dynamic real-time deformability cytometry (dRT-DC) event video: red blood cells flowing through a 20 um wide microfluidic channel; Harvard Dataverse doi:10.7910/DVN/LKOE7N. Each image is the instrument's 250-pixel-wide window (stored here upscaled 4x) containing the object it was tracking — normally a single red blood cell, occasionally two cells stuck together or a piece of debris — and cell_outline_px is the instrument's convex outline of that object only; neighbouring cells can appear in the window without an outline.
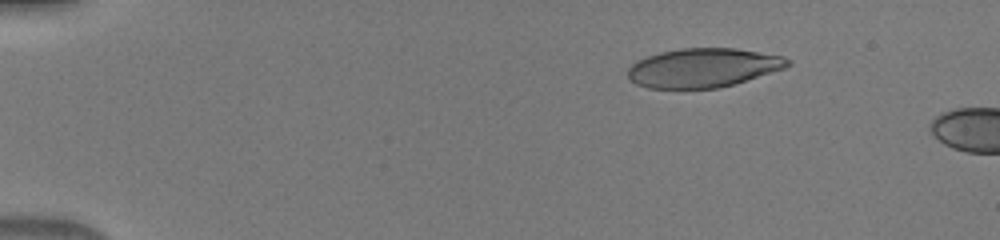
{"species": "human", "species_latin": "Homo sapiens", "temperature_condition": "warm", "stored_images_in_passage": 8, "camera_frame_rate_fps": 3000, "um_per_image_px": 0.085, "donor": {"sex": "male"}, "frame": {"image": 1, "passage_image": 5, "time_ms": 1.333, "image_size_px": [1000, 240], "cell_outline_px": [[792, 64], [784, 68], [720, 88], [648, 88], [636, 84], [628, 76], [628, 68], [636, 60], [660, 52], [680, 48], [736, 48], [784, 56], [792, 60]], "centroid_in_image_um": [59.77, 5.75], "position_along_channel_um": 25.2, "area_um2": 36.3}}